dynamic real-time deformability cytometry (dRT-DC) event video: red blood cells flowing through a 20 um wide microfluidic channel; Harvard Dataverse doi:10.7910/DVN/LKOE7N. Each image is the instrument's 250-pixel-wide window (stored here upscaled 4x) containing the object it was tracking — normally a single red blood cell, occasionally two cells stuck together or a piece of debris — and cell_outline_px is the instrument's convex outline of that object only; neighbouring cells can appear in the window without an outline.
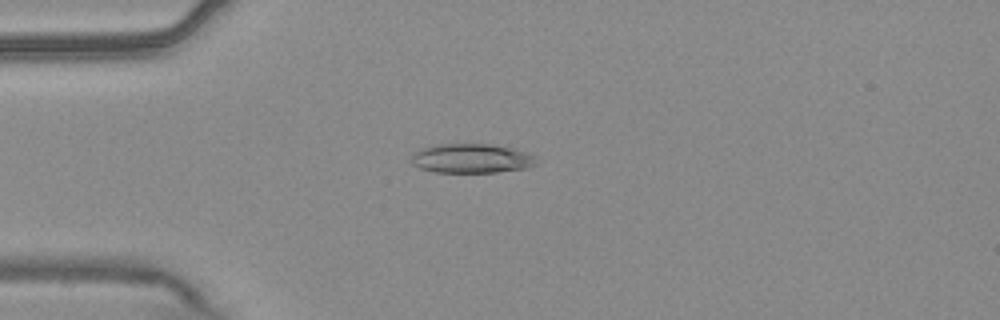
{"species": "common noctule bat (a hibernating species)", "species_latin": "Nyctalus noctula", "temperature_condition": "warm", "stored_images_in_passage": 55, "camera_frame_rate_fps": 3000, "um_per_image_px": 0.085, "animal": {"sex": "male", "body_mass_g": 20.4}, "frame": {"image": 1, "passage_image": 15, "time_ms": 4.667, "image_size_px": [1000, 320], "cell_outline_px": [[536, 164], [528, 168], [496, 172], [436, 172], [420, 168], [412, 164], [412, 156], [420, 148], [436, 144], [492, 144], [512, 148], [536, 156]], "centroid_in_image_um": [40.08, 13.46], "position_along_channel_um": 44.9, "area_um2": 21.33}}
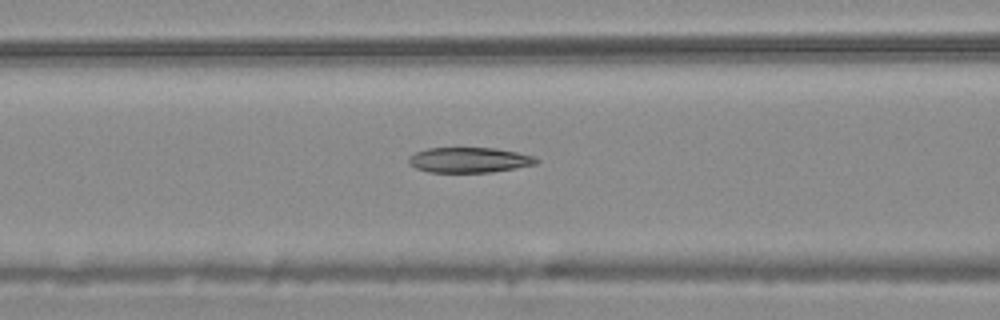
{"frame": {"image": 2, "passage_image": 23, "time_ms": 7.333, "image_size_px": [1000, 320], "cell_outline_px": [[540, 160], [536, 164], [516, 168], [492, 172], [428, 172], [416, 168], [408, 164], [408, 156], [416, 152], [428, 148], [496, 148], [536, 156]], "centroid_in_image_um": [39.89, 13.6], "position_along_channel_um": 126.7, "area_um2": 18.9}}
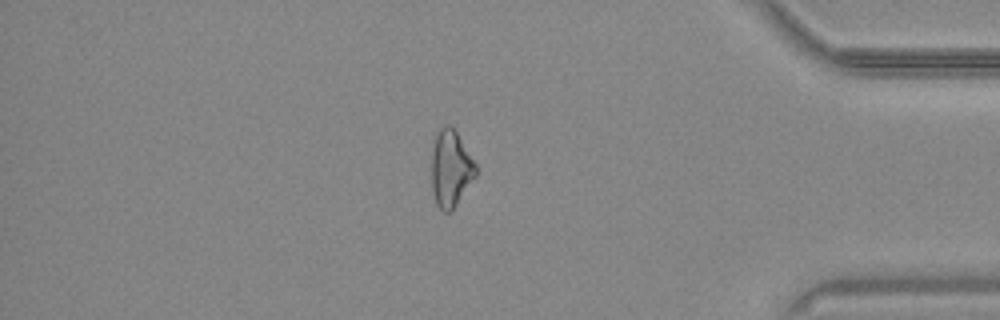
{"frame": {"image": 3, "passage_image": 47, "time_ms": 15.333, "image_size_px": [1000, 320], "cell_outline_px": [[476, 176], [456, 204], [448, 212], [444, 212], [436, 204], [432, 192], [432, 144], [440, 128], [444, 124], [452, 124], [476, 164]], "centroid_in_image_um": [38.3, 14.28], "position_along_channel_um": 396.9, "area_um2": 19.71}, "authors_computed_cell_mechanics": {"area_um2": 21.097, "velocity_mm_per_s": 3.7651, "shape_relaxation_time_tau1_ms": null, "shape_relaxation_time_tau2_ms": 3.1594, "deformation_change_tau1": null, "deformation_change_tau2": 0.1242}}